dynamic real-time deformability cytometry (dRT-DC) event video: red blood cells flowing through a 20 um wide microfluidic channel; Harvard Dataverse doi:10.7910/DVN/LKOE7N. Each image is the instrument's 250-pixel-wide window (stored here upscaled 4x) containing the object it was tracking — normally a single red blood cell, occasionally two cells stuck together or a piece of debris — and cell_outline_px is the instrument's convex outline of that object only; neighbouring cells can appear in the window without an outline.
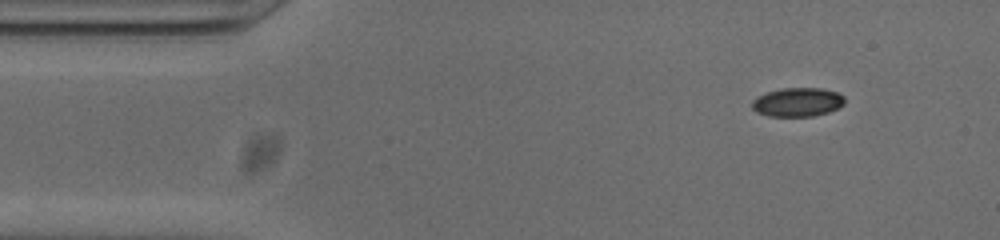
{"species": "common noctule bat (a hibernating species)", "species_latin": "Nyctalus noctula", "temperature_condition": "cold", "stored_images_in_passage": 50, "camera_frame_rate_fps": 3000, "um_per_image_px": 0.085, "animal": {"sex": "male", "body_mass_g": 20.0, "forearm_length_mm": 53.3}, "frame": {"image": 1, "passage_image": 3, "time_ms": 0.667, "image_size_px": [1000, 240], "cell_outline_px": [[844, 104], [840, 108], [828, 112], [812, 116], [768, 116], [756, 112], [752, 108], [752, 100], [756, 96], [780, 88], [820, 88], [836, 92], [844, 96]], "centroid_in_image_um": [67.78, 8.68], "position_along_channel_um": 17.2, "area_um2": 15.66}}
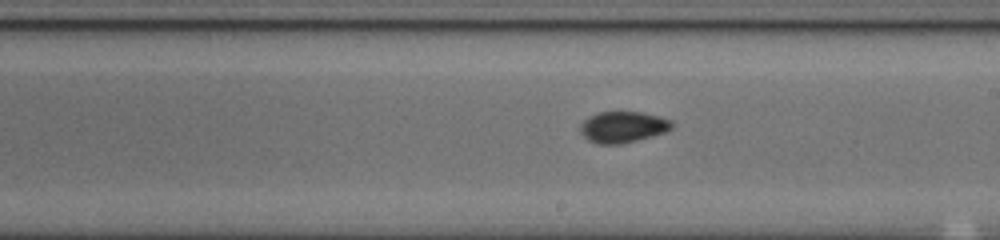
{"frame": {"image": 2, "passage_image": 26, "time_ms": 8.333, "image_size_px": [1000, 240], "cell_outline_px": [[672, 128], [664, 132], [652, 136], [620, 144], [600, 144], [588, 140], [580, 132], [580, 124], [588, 116], [596, 112], [640, 112], [660, 116], [672, 120]], "centroid_in_image_um": [52.92, 10.78], "position_along_channel_um": 236.1, "area_um2": 16.65}}
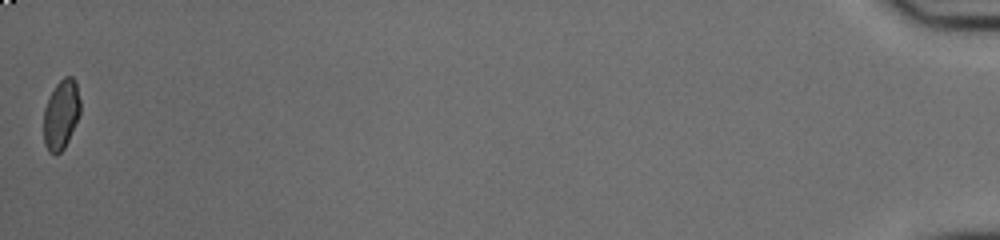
{"frame": {"image": 3, "passage_image": 50, "time_ms": 16.333, "image_size_px": [1000, 240], "cell_outline_px": [[80, 116], [64, 148], [56, 156], [48, 152], [44, 144], [44, 108], [56, 84], [64, 76], [72, 76], [76, 80], [80, 100]], "centroid_in_image_um": [5.21, 9.74], "position_along_channel_um": 430.0, "area_um2": 15.03}, "authors_computed_cell_mechanics": {"area_um2": 16.0973, "velocity_mm_per_s": 3.8176, "shape_relaxation_time_tau1_ms": null, "shape_relaxation_time_tau2_ms": 2.9482, "deformation_change_tau1": null, "deformation_change_tau2": 0.0507}}